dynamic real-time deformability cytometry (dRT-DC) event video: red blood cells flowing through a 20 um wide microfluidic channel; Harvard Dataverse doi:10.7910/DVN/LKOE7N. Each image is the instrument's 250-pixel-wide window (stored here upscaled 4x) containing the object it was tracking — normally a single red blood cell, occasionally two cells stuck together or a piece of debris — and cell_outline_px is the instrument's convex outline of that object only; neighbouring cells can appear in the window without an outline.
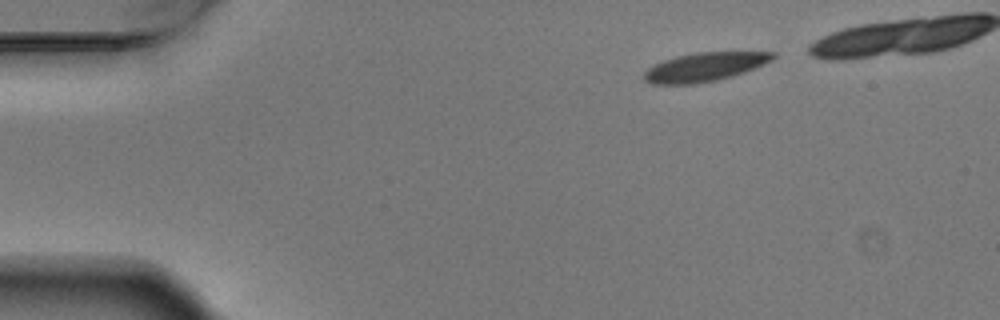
{"species": "Egyptian fruit bat (a non-hibernating species)", "species_latin": "Rousettus aegyptiacus", "temperature_condition": "warm", "stored_images_in_passage": 4, "camera_frame_rate_fps": 3000, "um_per_image_px": 0.085, "animal": {"sex": "male"}, "frame": {"image": 1, "passage_image": 1, "time_ms": 0.0, "image_size_px": [1000, 320], "cell_outline_px": [[776, 56], [772, 60], [744, 72], [732, 76], [716, 80], [696, 84], [652, 84], [644, 80], [644, 72], [648, 68], [664, 60], [676, 56], [696, 52], [776, 52]], "centroid_in_image_um": [59.88, 5.69], "position_along_channel_um": 25.1, "area_um2": 21.44}}